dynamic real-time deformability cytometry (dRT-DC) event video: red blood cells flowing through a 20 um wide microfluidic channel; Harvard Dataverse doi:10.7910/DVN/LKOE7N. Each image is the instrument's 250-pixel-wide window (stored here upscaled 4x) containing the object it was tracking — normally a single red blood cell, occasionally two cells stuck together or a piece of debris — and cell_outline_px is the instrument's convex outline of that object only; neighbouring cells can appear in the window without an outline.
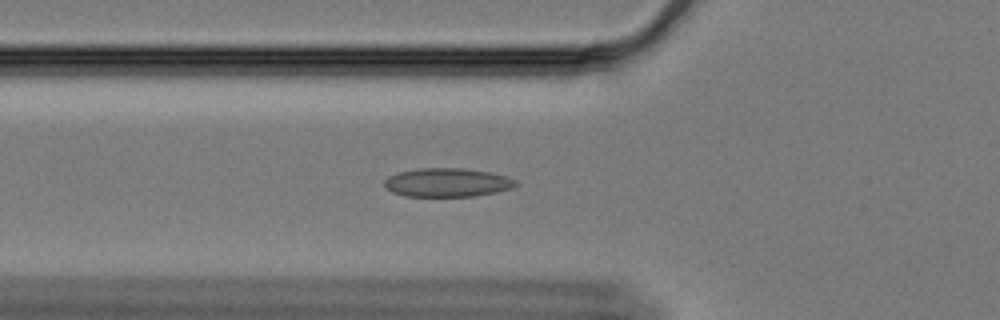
{"species": "Egyptian fruit bat (a non-hibernating species)", "species_latin": "Rousettus aegyptiacus", "temperature_condition": "cold", "stored_images_in_passage": 42, "camera_frame_rate_fps": 3000, "um_per_image_px": 0.085, "animal": {"sex": "female"}, "frame": {"image": 1, "passage_image": 7, "time_ms": 2.0, "image_size_px": [1000, 320], "cell_outline_px": [[520, 184], [512, 188], [496, 192], [472, 196], [404, 196], [392, 192], [384, 188], [384, 180], [388, 176], [400, 172], [420, 168], [464, 168], [488, 172], [504, 176], [516, 180]], "centroid_in_image_um": [38.0, 15.51], "position_along_channel_um": 87.8, "area_um2": 21.96}}
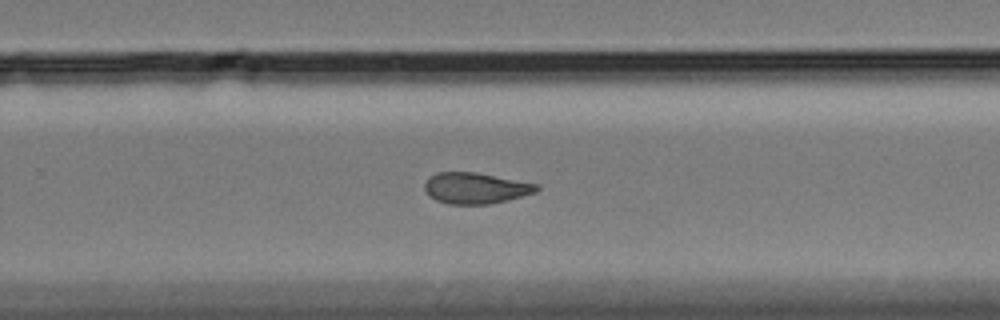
{"frame": {"image": 2, "passage_image": 25, "time_ms": 8.0, "image_size_px": [1000, 320], "cell_outline_px": [[540, 188], [536, 192], [508, 200], [488, 204], [448, 204], [436, 200], [428, 196], [424, 188], [424, 184], [436, 172], [476, 172], [540, 184]], "centroid_in_image_um": [40.44, 15.99], "position_along_channel_um": 289.4, "area_um2": 20.35}}
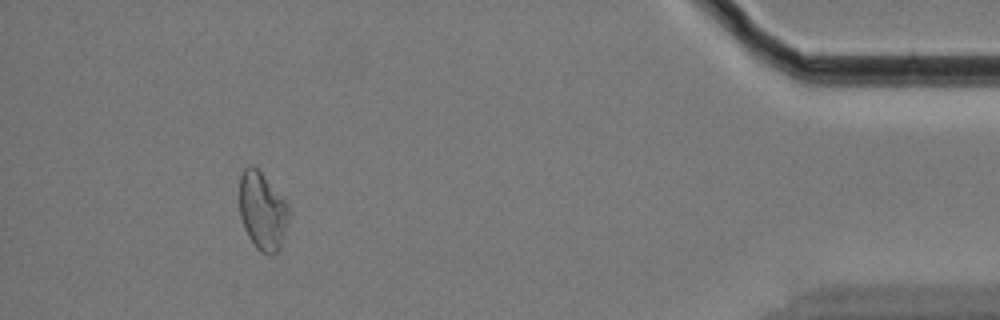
{"frame": {"image": 3, "passage_image": 41, "time_ms": 13.333, "image_size_px": [1000, 320], "cell_outline_px": [[288, 224], [280, 248], [272, 256], [260, 252], [256, 248], [248, 236], [244, 228], [240, 216], [240, 176], [244, 168], [252, 164], [260, 172], [288, 204]], "centroid_in_image_um": [22.3, 17.98], "position_along_channel_um": 412.9, "area_um2": 22.25}}